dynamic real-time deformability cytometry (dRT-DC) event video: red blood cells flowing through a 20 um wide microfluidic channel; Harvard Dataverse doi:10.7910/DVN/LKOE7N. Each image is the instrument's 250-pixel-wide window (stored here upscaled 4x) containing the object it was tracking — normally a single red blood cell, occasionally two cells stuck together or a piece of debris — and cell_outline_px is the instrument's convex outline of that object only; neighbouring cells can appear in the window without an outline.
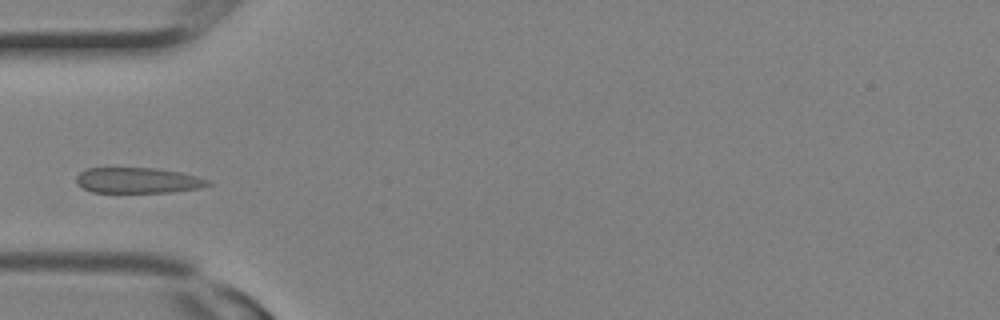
{"species": "Egyptian fruit bat (a non-hibernating species)", "species_latin": "Rousettus aegyptiacus", "temperature_condition": "room temperature", "stored_images_in_passage": 8, "camera_frame_rate_fps": 3000, "um_per_image_px": 0.085, "animal": {"sex": "female"}, "frame": {"image": 1, "passage_image": 7, "time_ms": 2.0, "image_size_px": [1000, 320], "cell_outline_px": [[216, 184], [200, 188], [172, 192], [92, 192], [76, 184], [76, 176], [80, 172], [88, 168], [156, 168], [180, 172], [196, 176], [208, 180]], "centroid_in_image_um": [11.75, 15.33], "position_along_channel_um": 73.3, "area_um2": 19.71}}